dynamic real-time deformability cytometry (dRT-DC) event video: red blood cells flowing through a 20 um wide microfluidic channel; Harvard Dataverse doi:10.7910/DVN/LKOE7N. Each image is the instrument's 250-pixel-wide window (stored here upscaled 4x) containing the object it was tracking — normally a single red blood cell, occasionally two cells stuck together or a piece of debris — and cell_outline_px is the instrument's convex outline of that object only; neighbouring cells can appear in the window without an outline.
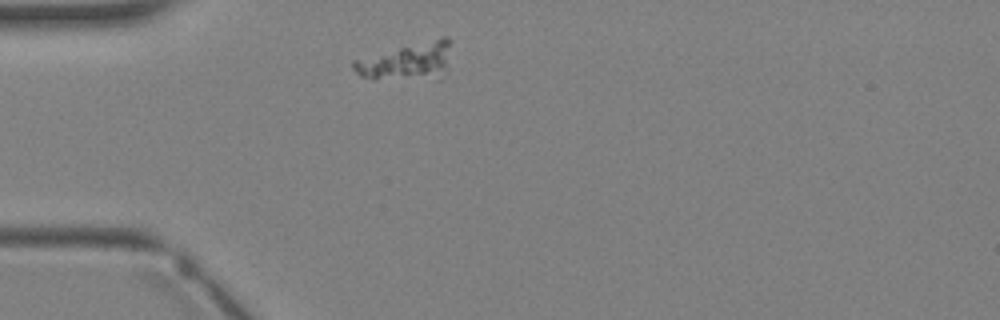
{"species": "Egyptian fruit bat (a non-hibernating species)", "species_latin": "Rousettus aegyptiacus", "temperature_condition": "warm", "stored_images_in_passage": 1, "camera_frame_rate_fps": 3000, "um_per_image_px": 0.085, "animal": {"sex": "female"}, "frame": {"image": 1, "passage_image": 1, "time_ms": 0.0, "image_size_px": [1000, 320], "cell_outline_px": [[452, 40], [448, 68], [440, 80], [372, 80], [360, 76], [352, 68], [352, 60], [440, 36], [448, 36]], "centroid_in_image_um": [34.67, 5.25], "position_along_channel_um": 50.3, "area_um2": 22.37}}